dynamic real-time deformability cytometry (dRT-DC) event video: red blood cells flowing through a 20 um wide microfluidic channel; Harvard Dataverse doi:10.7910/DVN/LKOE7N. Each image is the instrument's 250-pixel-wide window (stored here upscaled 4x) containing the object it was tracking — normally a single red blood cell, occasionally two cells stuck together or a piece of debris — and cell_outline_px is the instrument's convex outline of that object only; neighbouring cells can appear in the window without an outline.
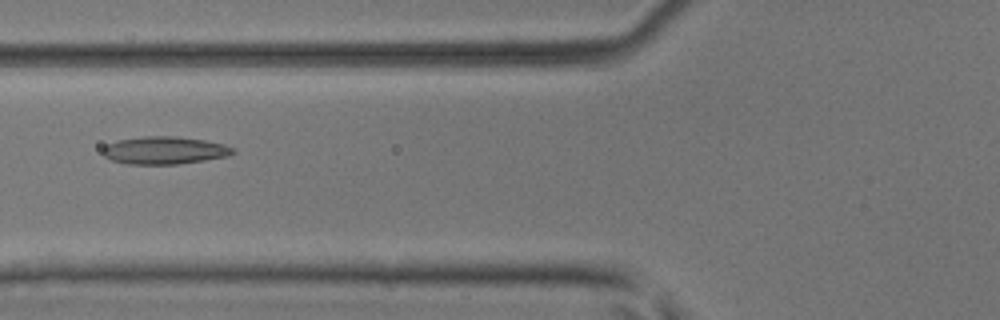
{"species": "common noctule bat (a hibernating species)", "species_latin": "Nyctalus noctula", "temperature_condition": "room temperature", "stored_images_in_passage": 3, "camera_frame_rate_fps": 3000, "um_per_image_px": 0.085, "animal": {"sex": "male", "body_mass_g": 17.9, "forearm_length_mm": 54.2}, "frame": {"image": 1, "passage_image": 2, "time_ms": 0.333, "image_size_px": [1000, 320], "cell_outline_px": [[236, 152], [228, 156], [204, 160], [176, 164], [128, 164], [112, 160], [104, 156], [100, 152], [108, 144], [116, 140], [144, 136], [176, 136], [204, 140], [224, 144], [232, 148]], "centroid_in_image_um": [13.96, 12.77], "position_along_channel_um": 111.8, "area_um2": 20.92}}
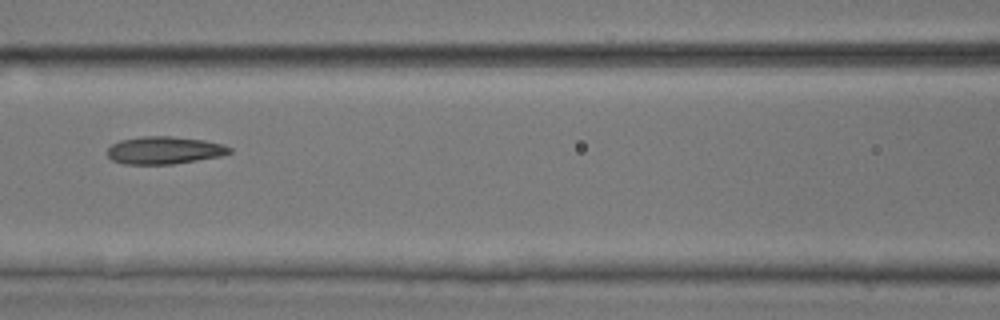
{"frame": {"image": 2, "passage_image": 3, "time_ms": 0.667, "image_size_px": [1000, 320], "cell_outline_px": [[232, 152], [220, 156], [172, 164], [124, 164], [112, 160], [108, 156], [108, 148], [112, 144], [120, 140], [140, 136], [172, 136], [204, 140], [224, 144], [232, 148]], "centroid_in_image_um": [13.97, 12.76], "position_along_channel_um": 152.6, "area_um2": 19.65}}